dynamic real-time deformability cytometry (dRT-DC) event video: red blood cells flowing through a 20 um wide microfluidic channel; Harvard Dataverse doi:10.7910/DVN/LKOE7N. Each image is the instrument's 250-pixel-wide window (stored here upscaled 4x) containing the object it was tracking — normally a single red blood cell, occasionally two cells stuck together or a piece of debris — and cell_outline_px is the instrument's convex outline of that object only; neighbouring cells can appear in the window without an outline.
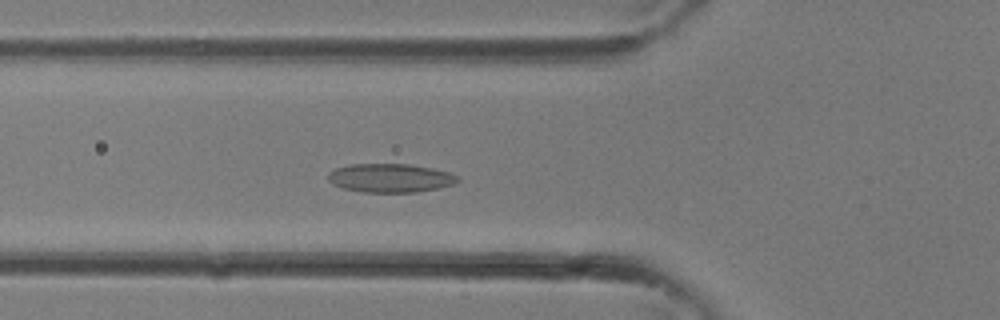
{"species": "common noctule bat (a hibernating species)", "species_latin": "Nyctalus noctula", "temperature_condition": "room temperature", "stored_images_in_passage": 31, "camera_frame_rate_fps": 3000, "um_per_image_px": 0.085, "animal": {"sex": "female"}, "frame": {"image": 1, "passage_image": 9, "time_ms": 2.667, "image_size_px": [1000, 320], "cell_outline_px": [[460, 180], [452, 184], [436, 188], [416, 192], [364, 192], [344, 188], [332, 184], [328, 180], [328, 172], [336, 168], [348, 164], [408, 164], [432, 168], [448, 172], [460, 176]], "centroid_in_image_um": [33.15, 15.12], "position_along_channel_um": 92.6, "area_um2": 21.62}}
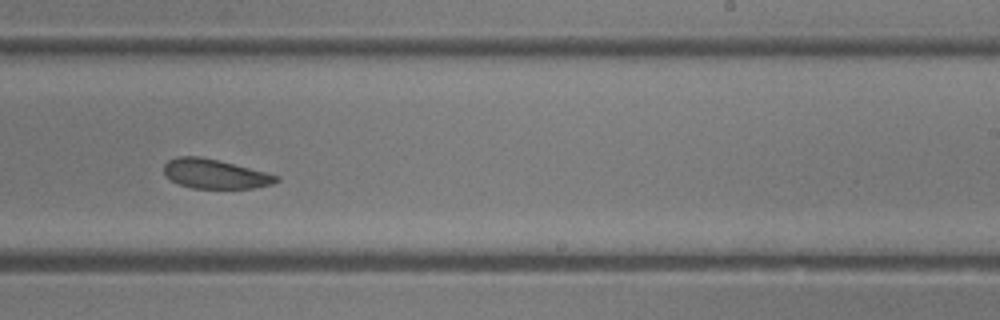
{"frame": {"image": 2, "passage_image": 18, "time_ms": 5.667, "image_size_px": [1000, 320], "cell_outline_px": [[280, 180], [272, 184], [252, 188], [192, 188], [180, 184], [164, 176], [164, 164], [168, 160], [176, 156], [200, 156], [220, 160], [280, 176]], "centroid_in_image_um": [18.26, 14.77], "position_along_channel_um": 270.7, "area_um2": 19.31}}
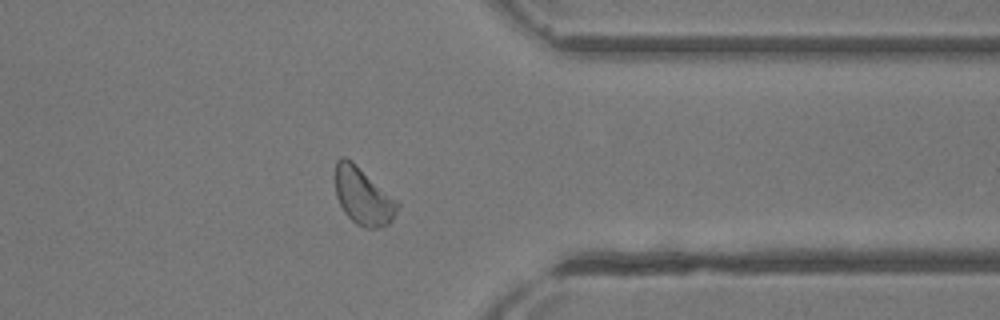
{"frame": {"image": 3, "passage_image": 24, "time_ms": 7.667, "image_size_px": [1000, 320], "cell_outline_px": [[400, 204], [392, 220], [388, 224], [380, 228], [364, 228], [356, 224], [344, 212], [336, 196], [336, 160], [340, 156], [344, 156], [352, 160], [396, 200]], "centroid_in_image_um": [30.85, 16.68], "position_along_channel_um": 380.5, "area_um2": 20.58}}